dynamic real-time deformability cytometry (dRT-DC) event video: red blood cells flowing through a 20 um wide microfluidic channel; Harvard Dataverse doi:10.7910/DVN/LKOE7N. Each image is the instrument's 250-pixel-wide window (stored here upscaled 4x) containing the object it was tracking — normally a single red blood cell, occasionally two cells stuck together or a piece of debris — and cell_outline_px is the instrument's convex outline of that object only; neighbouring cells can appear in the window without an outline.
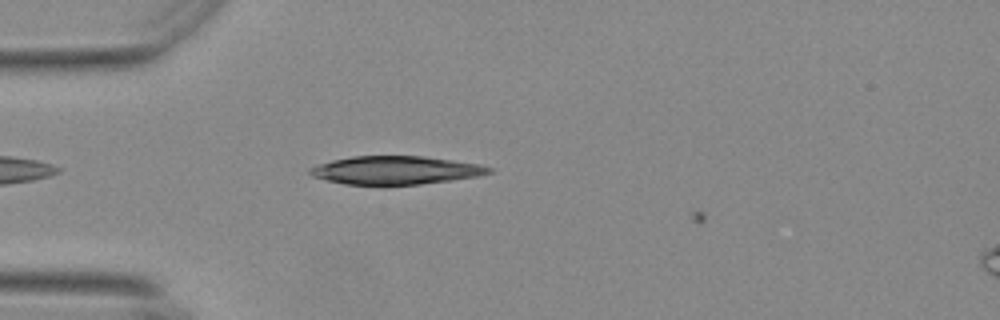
{"species": "Egyptian fruit bat (a non-hibernating species)", "species_latin": "Rousettus aegyptiacus", "temperature_condition": "warm", "stored_images_in_passage": 11, "camera_frame_rate_fps": 3000, "um_per_image_px": 0.085, "animal": {"sex": "female"}, "frame": {"image": 1, "passage_image": 10, "time_ms": 3.0, "image_size_px": [1000, 320], "cell_outline_px": [[492, 172], [480, 176], [452, 180], [420, 184], [384, 188], [344, 184], [312, 176], [308, 172], [308, 168], [332, 160], [352, 156], [424, 156], [480, 164], [492, 168]], "centroid_in_image_um": [33.61, 14.51], "position_along_channel_um": 51.4, "area_um2": 30.4}}